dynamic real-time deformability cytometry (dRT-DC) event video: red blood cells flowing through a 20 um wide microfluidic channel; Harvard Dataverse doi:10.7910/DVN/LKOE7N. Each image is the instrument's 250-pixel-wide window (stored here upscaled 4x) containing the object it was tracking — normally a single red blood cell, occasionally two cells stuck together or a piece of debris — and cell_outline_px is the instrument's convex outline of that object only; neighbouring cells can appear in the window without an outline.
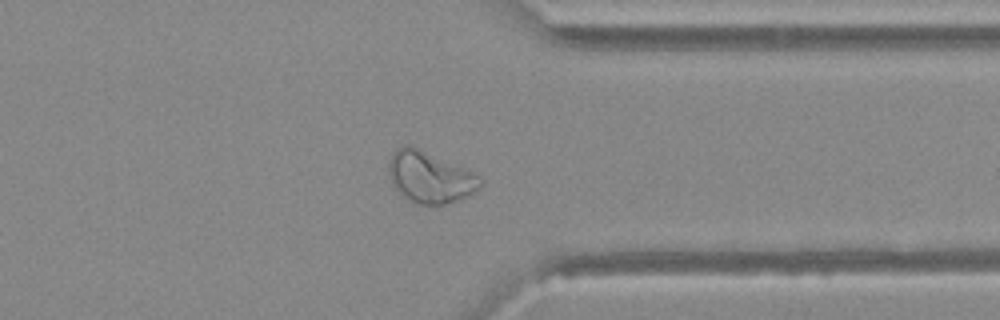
{"species": "Egyptian fruit bat (a non-hibernating species)", "species_latin": "Rousettus aegyptiacus", "temperature_condition": "warm", "stored_images_in_passage": 49, "camera_frame_rate_fps": 3000, "um_per_image_px": 0.085, "animal": {"sex": "female"}, "frame": {"image": 1, "passage_image": 39, "time_ms": 12.667, "image_size_px": [1000, 320], "cell_outline_px": [[484, 184], [476, 192], [468, 196], [444, 204], [412, 204], [392, 184], [388, 172], [388, 164], [392, 152], [396, 148], [404, 144], [412, 144], [472, 172], [480, 176], [484, 180]], "centroid_in_image_um": [36.53, 15.04], "position_along_channel_um": 374.9, "area_um2": 27.74}}
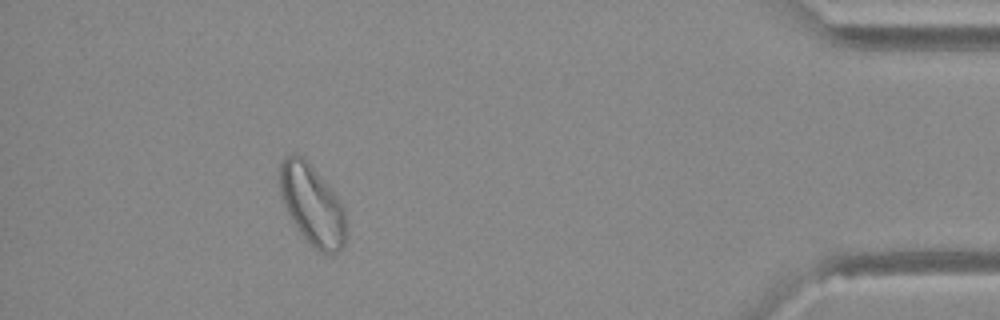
{"frame": {"image": 2, "passage_image": 45, "time_ms": 14.667, "image_size_px": [1000, 320], "cell_outline_px": [[344, 248], [340, 252], [332, 256], [328, 256], [320, 252], [296, 228], [280, 196], [280, 164], [292, 152], [304, 156], [324, 180], [340, 200], [344, 208]], "centroid_in_image_um": [26.54, 17.42], "position_along_channel_um": 408.7, "area_um2": 30.92}}